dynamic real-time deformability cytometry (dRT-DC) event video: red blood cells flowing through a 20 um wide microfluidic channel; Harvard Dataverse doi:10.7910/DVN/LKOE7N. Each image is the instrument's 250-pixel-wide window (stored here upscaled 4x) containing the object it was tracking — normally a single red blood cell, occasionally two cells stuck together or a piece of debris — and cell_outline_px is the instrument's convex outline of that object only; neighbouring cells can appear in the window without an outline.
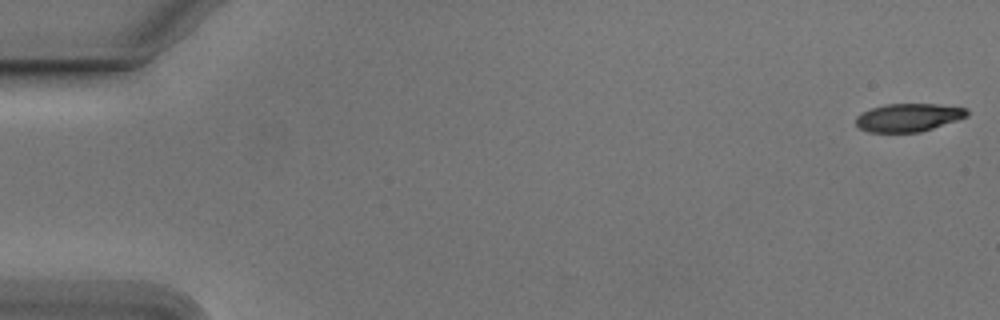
{"species": "Egyptian fruit bat (a non-hibernating species)", "species_latin": "Rousettus aegyptiacus", "temperature_condition": "cold", "stored_images_in_passage": 54, "camera_frame_rate_fps": 3000, "um_per_image_px": 0.085, "animal": {"sex": "male"}, "frame": {"image": 1, "passage_image": 1, "time_ms": 0.0, "image_size_px": [1000, 320], "cell_outline_px": [[968, 116], [920, 132], [868, 132], [860, 128], [856, 124], [856, 116], [860, 112], [884, 104], [936, 104], [968, 108]], "centroid_in_image_um": [77.19, 9.98], "position_along_channel_um": 7.8, "area_um2": 18.15}}
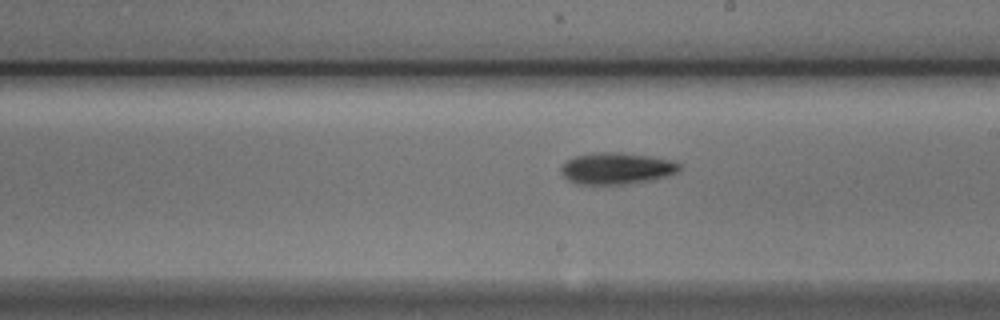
{"frame": {"image": 2, "passage_image": 31, "time_ms": 10.0, "image_size_px": [1000, 320], "cell_outline_px": [[680, 168], [676, 172], [668, 176], [652, 180], [624, 184], [576, 184], [568, 180], [560, 172], [560, 168], [568, 160], [576, 156], [592, 152], [620, 152], [652, 156], [668, 160], [680, 164]], "centroid_in_image_um": [52.39, 14.31], "position_along_channel_um": 236.6, "area_um2": 21.79}}
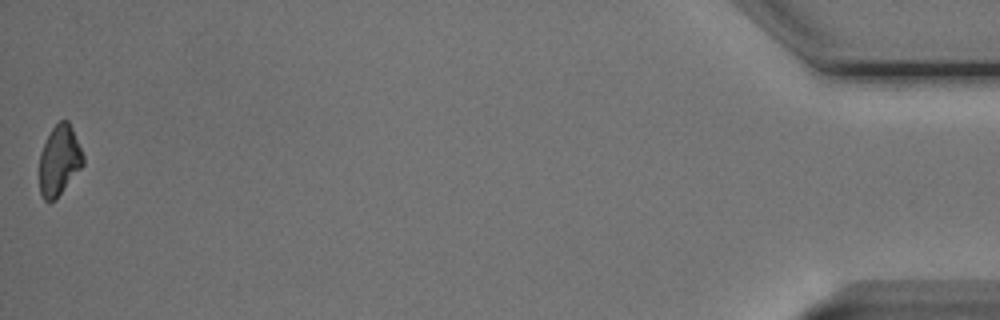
{"frame": {"image": 3, "passage_image": 54, "time_ms": 17.667, "image_size_px": [1000, 320], "cell_outline_px": [[84, 164], [56, 200], [44, 200], [40, 192], [40, 152], [52, 128], [60, 120], [68, 120], [72, 128], [84, 156]], "centroid_in_image_um": [5.05, 13.64], "position_along_channel_um": 430.2, "area_um2": 17.69}, "authors_computed_cell_mechanics": {"area_um2": 19.6231, "velocity_mm_per_s": 3.7944, "shape_relaxation_time_tau1_ms": 2.2174, "shape_relaxation_time_tau2_ms": null, "deformation_change_tau1": 0.1124, "deformation_change_tau2": null}}